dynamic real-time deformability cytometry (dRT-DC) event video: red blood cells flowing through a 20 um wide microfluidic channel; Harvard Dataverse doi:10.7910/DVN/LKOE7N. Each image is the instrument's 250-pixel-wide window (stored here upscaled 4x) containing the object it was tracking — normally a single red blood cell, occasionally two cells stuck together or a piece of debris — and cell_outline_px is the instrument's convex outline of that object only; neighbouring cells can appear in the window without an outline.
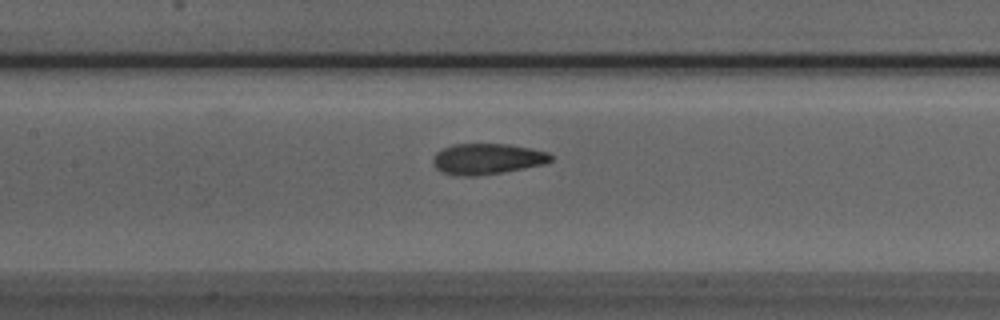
{"species": "Egyptian fruit bat (a non-hibernating species)", "species_latin": "Rousettus aegyptiacus", "temperature_condition": "room temperature", "stored_images_in_passage": 52, "camera_frame_rate_fps": 3000, "um_per_image_px": 0.085, "animal": {"sex": "male"}, "frame": {"image": 1, "passage_image": 24, "time_ms": 7.667, "image_size_px": [1000, 320], "cell_outline_px": [[552, 160], [544, 164], [500, 172], [476, 176], [464, 176], [440, 172], [432, 164], [432, 156], [436, 152], [452, 144], [508, 144], [548, 152], [552, 156]], "centroid_in_image_um": [41.35, 13.5], "position_along_channel_um": 166.0, "area_um2": 21.04}}
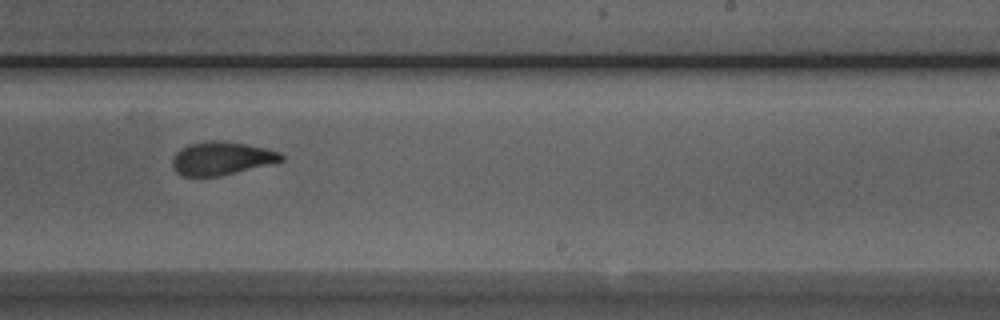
{"frame": {"image": 2, "passage_image": 32, "time_ms": 10.333, "image_size_px": [1000, 320], "cell_outline_px": [[284, 160], [220, 176], [180, 176], [176, 172], [172, 164], [172, 160], [176, 152], [180, 148], [188, 144], [212, 140], [216, 140], [244, 144], [264, 148], [280, 152], [284, 156]], "centroid_in_image_um": [18.78, 13.46], "position_along_channel_um": 270.2, "area_um2": 20.87}}
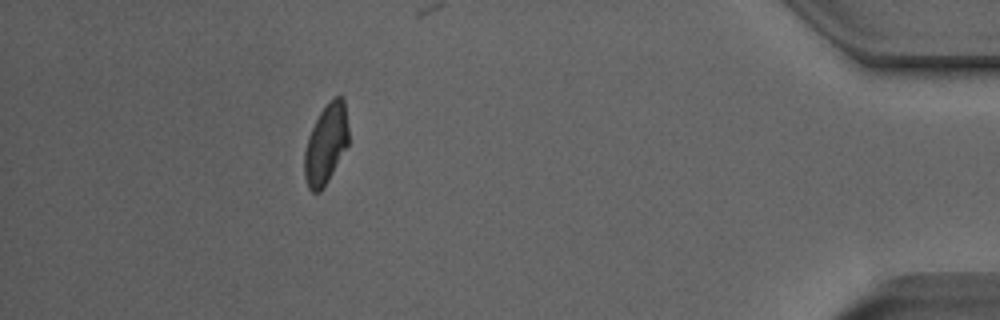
{"frame": {"image": 3, "passage_image": 47, "time_ms": 15.333, "image_size_px": [1000, 320], "cell_outline_px": [[348, 144], [328, 180], [320, 192], [312, 192], [308, 188], [304, 176], [304, 152], [308, 136], [320, 112], [336, 96], [340, 96], [344, 100], [348, 128]], "centroid_in_image_um": [27.69, 12.28], "position_along_channel_um": 407.5, "area_um2": 20.17}}